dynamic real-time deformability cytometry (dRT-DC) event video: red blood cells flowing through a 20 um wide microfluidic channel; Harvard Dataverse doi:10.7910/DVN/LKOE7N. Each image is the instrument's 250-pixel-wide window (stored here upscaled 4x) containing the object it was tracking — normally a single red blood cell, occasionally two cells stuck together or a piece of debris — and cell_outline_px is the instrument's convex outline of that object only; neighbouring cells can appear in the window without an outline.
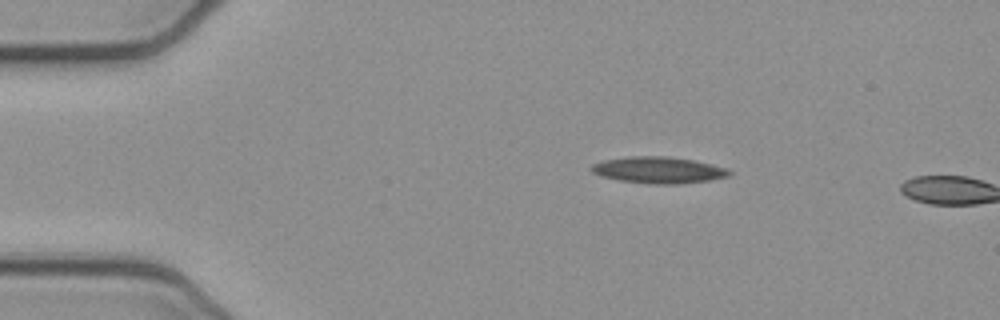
{"species": "common noctule bat (a hibernating species)", "species_latin": "Nyctalus noctula", "temperature_condition": "cold", "stored_images_in_passage": 2, "camera_frame_rate_fps": 3000, "um_per_image_px": 0.085, "animal": {"sex": "female", "body_mass_g": 21.9}, "frame": {"image": 1, "passage_image": 1, "time_ms": 0.0, "image_size_px": [1000, 320], "cell_outline_px": [[732, 172], [728, 176], [708, 180], [680, 184], [652, 184], [620, 180], [604, 176], [592, 172], [588, 168], [592, 164], [604, 160], [628, 156], [668, 156], [692, 160], [712, 164], [728, 168]], "centroid_in_image_um": [55.97, 14.44], "position_along_channel_um": 29.0, "area_um2": 21.21}}